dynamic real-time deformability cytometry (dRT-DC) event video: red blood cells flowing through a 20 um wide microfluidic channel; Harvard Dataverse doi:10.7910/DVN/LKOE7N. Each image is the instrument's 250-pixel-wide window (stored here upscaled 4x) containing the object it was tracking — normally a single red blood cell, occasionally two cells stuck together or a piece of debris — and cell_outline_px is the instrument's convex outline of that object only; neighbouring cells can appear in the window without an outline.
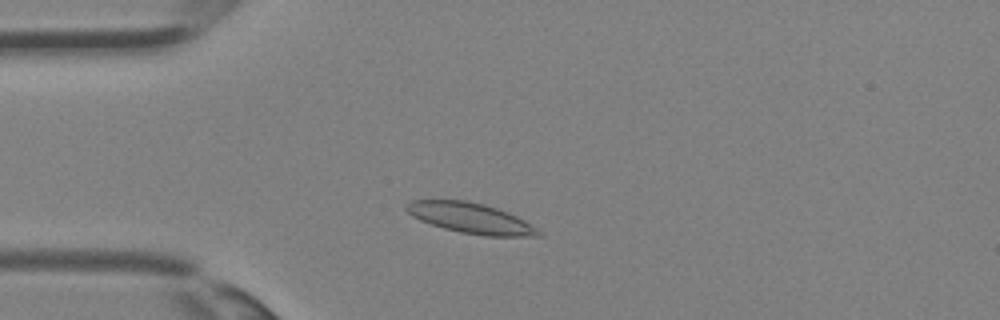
{"species": "Egyptian fruit bat (a non-hibernating species)", "species_latin": "Rousettus aegyptiacus", "temperature_condition": "room temperature", "stored_images_in_passage": 29, "camera_frame_rate_fps": 3000, "um_per_image_px": 0.085, "animal": {"sex": "female"}, "frame": {"image": 1, "passage_image": 2, "time_ms": 0.333, "image_size_px": [1000, 320], "cell_outline_px": [[540, 236], [484, 236], [460, 232], [444, 228], [420, 220], [412, 216], [404, 208], [412, 200], [468, 200], [484, 204], [496, 208], [516, 216], [524, 220], [536, 228], [540, 232]], "centroid_in_image_um": [39.99, 18.54], "position_along_channel_um": 45.0, "area_um2": 23.12}}
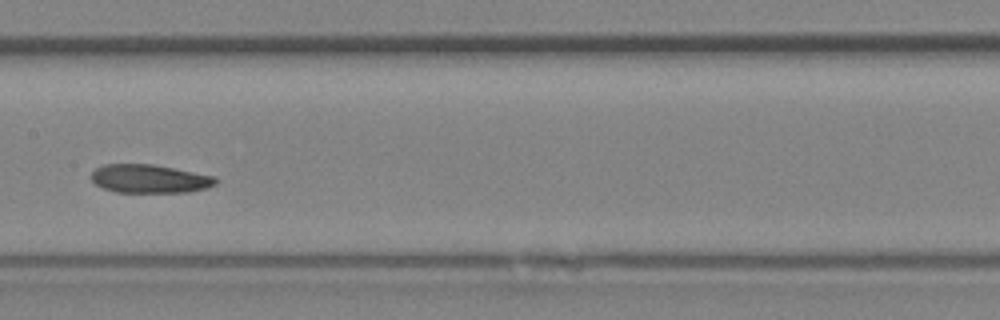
{"frame": {"image": 2, "passage_image": 11, "time_ms": 3.333, "image_size_px": [1000, 320], "cell_outline_px": [[220, 180], [216, 184], [208, 188], [188, 192], [116, 192], [104, 188], [96, 184], [92, 180], [92, 172], [96, 168], [104, 164], [152, 164], [216, 176]], "centroid_in_image_um": [12.77, 15.19], "position_along_channel_um": 194.6, "area_um2": 20.69}}
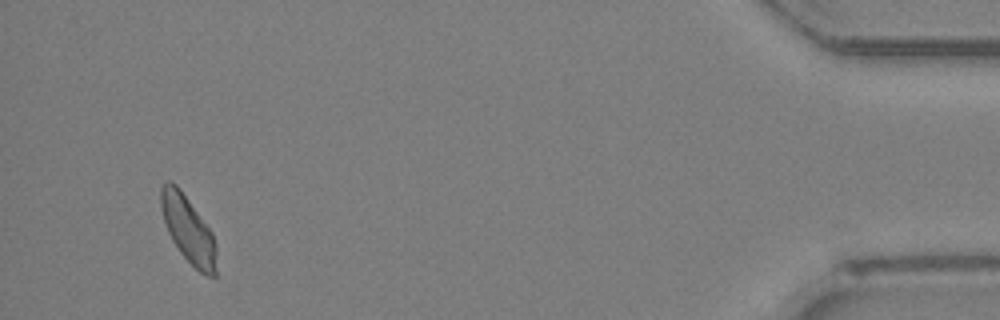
{"frame": {"image": 3, "passage_image": 27, "time_ms": 8.667, "image_size_px": [1000, 320], "cell_outline_px": [[216, 276], [208, 276], [200, 272], [180, 252], [172, 240], [168, 232], [160, 208], [160, 188], [168, 180], [172, 180], [180, 188], [212, 232], [216, 244]], "centroid_in_image_um": [15.99, 19.48], "position_along_channel_um": 419.2, "area_um2": 21.5}}